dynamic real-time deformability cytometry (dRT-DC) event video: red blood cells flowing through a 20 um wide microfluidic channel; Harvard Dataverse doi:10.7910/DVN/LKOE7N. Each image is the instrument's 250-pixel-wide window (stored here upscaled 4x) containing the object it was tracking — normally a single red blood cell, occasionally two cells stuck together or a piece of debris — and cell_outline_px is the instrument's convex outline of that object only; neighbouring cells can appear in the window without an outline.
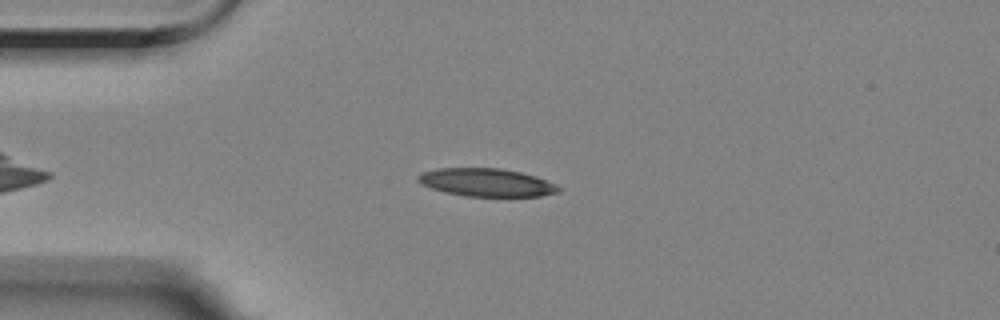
{"species": "Egyptian fruit bat (a non-hibernating species)", "species_latin": "Rousettus aegyptiacus", "temperature_condition": "room temperature", "stored_images_in_passage": 50, "camera_frame_rate_fps": 3000, "um_per_image_px": 0.085, "animal": {"sex": "female"}, "frame": {"image": 1, "passage_image": 8, "time_ms": 2.333, "image_size_px": [1000, 320], "cell_outline_px": [[564, 188], [560, 192], [540, 196], [464, 196], [444, 192], [432, 188], [416, 180], [416, 176], [420, 172], [436, 168], [500, 168], [520, 172], [536, 176], [556, 184]], "centroid_in_image_um": [41.36, 15.5], "position_along_channel_um": 43.6, "area_um2": 23.12}}
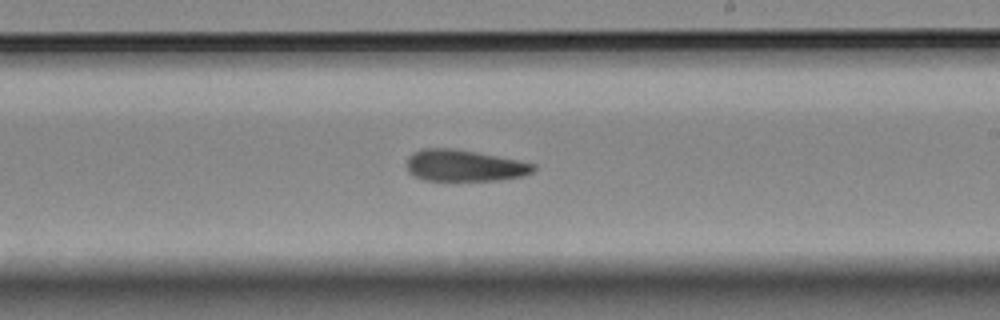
{"frame": {"image": 2, "passage_image": 27, "time_ms": 8.667, "image_size_px": [1000, 320], "cell_outline_px": [[536, 168], [532, 172], [520, 176], [496, 180], [424, 180], [408, 172], [408, 156], [412, 152], [424, 148], [456, 148], [536, 164]], "centroid_in_image_um": [39.44, 14.06], "position_along_channel_um": 249.6, "area_um2": 23.0}}
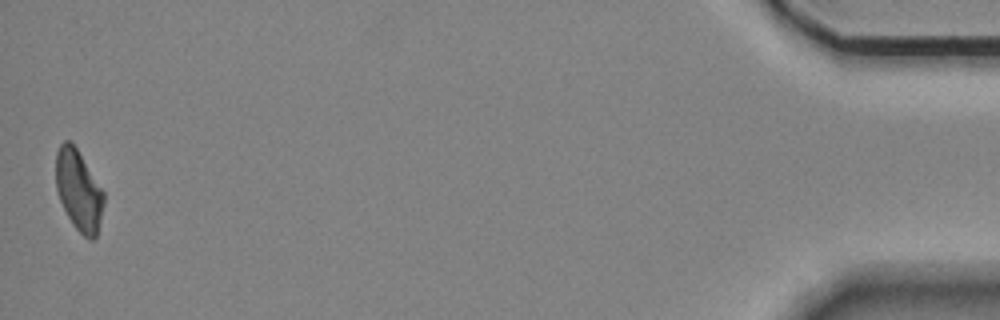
{"frame": {"image": 3, "passage_image": 50, "time_ms": 16.333, "image_size_px": [1000, 320], "cell_outline_px": [[104, 204], [96, 236], [92, 240], [88, 240], [72, 224], [60, 200], [56, 188], [56, 152], [60, 144], [64, 140], [68, 140], [76, 148], [104, 192]], "centroid_in_image_um": [6.68, 16.19], "position_along_channel_um": 428.5, "area_um2": 22.2}, "authors_computed_cell_mechanics": {"area_um2": 23.4668, "velocity_mm_per_s": 3.5274, "shape_relaxation_time_tau1_ms": 10.0035, "shape_relaxation_time_tau2_ms": 8.0397, "deformation_change_tau1": 0.1983, "deformation_change_tau2": 0.1804}}